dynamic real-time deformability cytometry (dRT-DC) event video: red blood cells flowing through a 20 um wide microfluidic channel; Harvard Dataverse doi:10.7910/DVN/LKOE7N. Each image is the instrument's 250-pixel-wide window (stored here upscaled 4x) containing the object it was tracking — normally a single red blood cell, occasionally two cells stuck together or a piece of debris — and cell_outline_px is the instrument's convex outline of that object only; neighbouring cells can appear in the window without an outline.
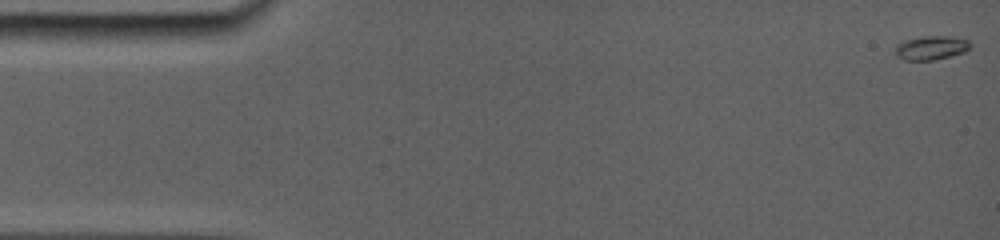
{"species": "common noctule bat (a hibernating species)", "species_latin": "Nyctalus noctula", "temperature_condition": "room temperature", "stored_images_in_passage": 85, "camera_frame_rate_fps": 5000, "um_per_image_px": 0.085, "animal": {"sex": "female", "body_mass_g": 19.0, "forearm_length_mm": 56.7}, "frame": {"image": 1, "passage_image": 2, "time_ms": 0.2, "image_size_px": [1000, 240], "cell_outline_px": [[972, 44], [964, 52], [932, 60], [904, 60], [896, 56], [896, 44], [904, 40], [924, 36], [948, 36], [968, 40]], "centroid_in_image_um": [79.12, 4.05], "position_along_channel_um": 5.9, "area_um2": 10.35}}
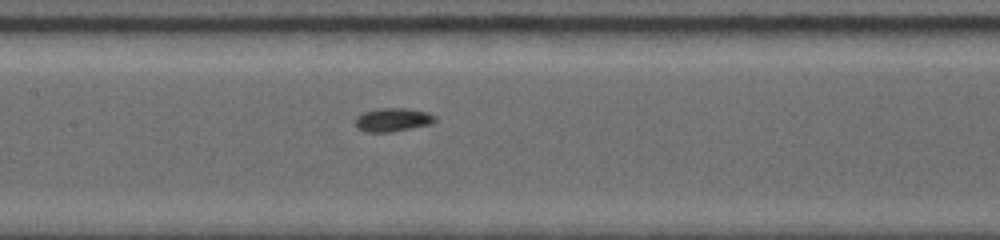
{"frame": {"image": 2, "passage_image": 42, "time_ms": 8.0, "image_size_px": [1000, 240], "cell_outline_px": [[436, 120], [428, 124], [388, 132], [368, 132], [360, 128], [356, 124], [356, 116], [364, 112], [376, 108], [404, 108], [424, 112], [436, 116]], "centroid_in_image_um": [33.35, 10.16], "position_along_channel_um": 174.1, "area_um2": 10.52}}
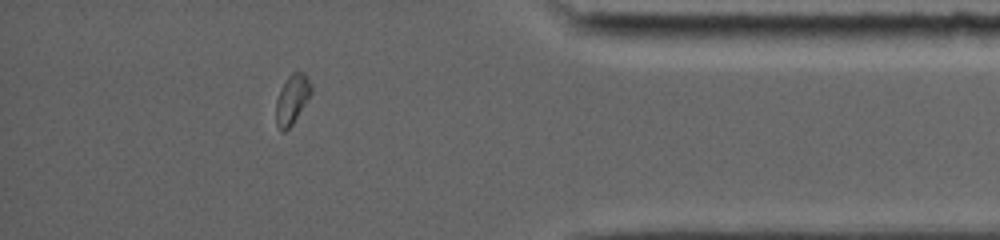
{"frame": {"image": 3, "passage_image": 75, "time_ms": 14.6, "image_size_px": [1000, 240], "cell_outline_px": [[312, 92], [292, 124], [284, 132], [280, 132], [276, 124], [276, 100], [280, 88], [288, 76], [292, 72], [304, 72], [312, 84]], "centroid_in_image_um": [24.81, 8.43], "position_along_channel_um": 410.4, "area_um2": 10.17}, "authors_computed_cell_mechanics": {"area_um2": 10.115, "velocity_mm_per_s": 3.8572, "shape_relaxation_time_tau1_ms": 3.5046, "shape_relaxation_time_tau2_ms": 1.1834, "deformation_change_tau1": 0.1803, "deformation_change_tau2": 0.0468}}